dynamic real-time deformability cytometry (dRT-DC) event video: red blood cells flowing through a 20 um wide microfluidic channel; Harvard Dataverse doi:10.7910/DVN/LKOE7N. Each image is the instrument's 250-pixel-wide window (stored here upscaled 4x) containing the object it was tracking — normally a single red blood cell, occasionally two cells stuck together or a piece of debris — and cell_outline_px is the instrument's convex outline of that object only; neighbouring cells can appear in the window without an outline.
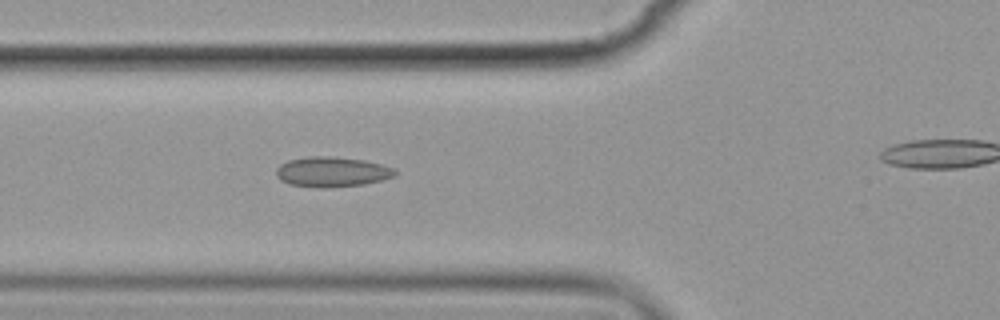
{"species": "common noctule bat (a hibernating species)", "species_latin": "Nyctalus noctula", "temperature_condition": "cold", "stored_images_in_passage": 6, "camera_frame_rate_fps": 3000, "um_per_image_px": 0.085, "animal": {"sex": "female", "body_mass_g": 19.9}, "frame": {"image": 1, "passage_image": 5, "time_ms": 4.667, "image_size_px": [1000, 320], "cell_outline_px": [[396, 176], [364, 184], [324, 188], [316, 188], [288, 184], [280, 180], [276, 176], [276, 168], [280, 164], [288, 160], [308, 156], [332, 156], [364, 160], [380, 164], [392, 168], [396, 172]], "centroid_in_image_um": [28.16, 14.61], "position_along_channel_um": 97.6, "area_um2": 20.92}}